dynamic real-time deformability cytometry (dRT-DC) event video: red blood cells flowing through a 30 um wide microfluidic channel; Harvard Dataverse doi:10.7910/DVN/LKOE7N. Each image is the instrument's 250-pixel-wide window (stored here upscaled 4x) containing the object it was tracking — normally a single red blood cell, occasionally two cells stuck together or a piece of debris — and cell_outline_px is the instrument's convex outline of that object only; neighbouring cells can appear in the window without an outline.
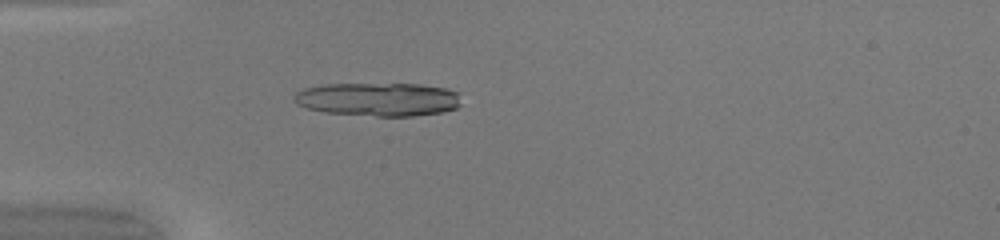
{"species": "common noctule bat (a hibernating species)", "species_latin": "Nyctalus noctula", "temperature_condition": "warm", "stored_images_in_passage": 32, "camera_frame_rate_fps": 3000, "um_per_image_px": 0.085, "animal": {"sex": "female", "body_mass_g": 20.0, "forearm_length_mm": 54.0}, "frame": {"image": 1, "passage_image": 10, "time_ms": 3.0, "image_size_px": [1000, 240], "cell_outline_px": [[460, 104], [456, 108], [444, 112], [412, 116], [376, 116], [324, 112], [308, 108], [296, 104], [292, 100], [292, 96], [296, 92], [304, 88], [324, 84], [420, 84], [444, 88], [460, 92]], "centroid_in_image_um": [32.15, 8.44], "position_along_channel_um": 52.9, "area_um2": 32.89}}